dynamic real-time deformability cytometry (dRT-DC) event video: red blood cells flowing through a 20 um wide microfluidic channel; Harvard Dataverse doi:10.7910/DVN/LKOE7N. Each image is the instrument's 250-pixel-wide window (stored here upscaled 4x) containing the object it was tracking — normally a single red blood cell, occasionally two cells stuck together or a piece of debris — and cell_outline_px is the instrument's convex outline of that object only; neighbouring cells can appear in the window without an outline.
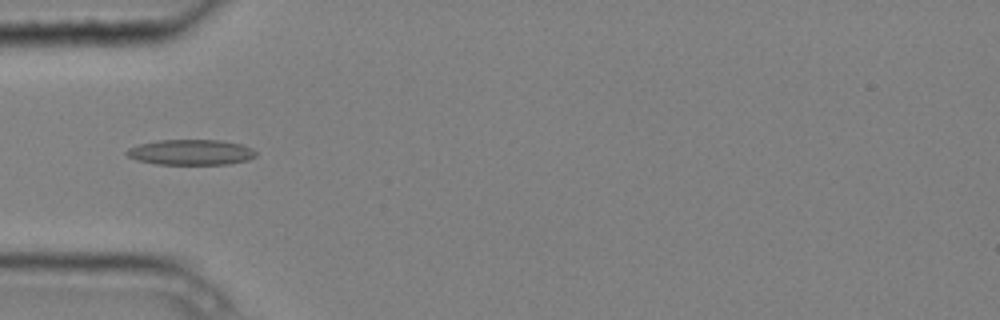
{"species": "common noctule bat (a hibernating species)", "species_latin": "Nyctalus noctula", "temperature_condition": "cold", "stored_images_in_passage": 5, "camera_frame_rate_fps": 3000, "um_per_image_px": 0.085, "animal": {"sex": "male", "body_mass_g": 20.4}, "frame": {"image": 1, "passage_image": 4, "time_ms": 1.0, "image_size_px": [1000, 320], "cell_outline_px": [[256, 156], [248, 160], [228, 164], [156, 164], [136, 160], [128, 156], [124, 152], [128, 148], [140, 144], [160, 140], [220, 140], [240, 144], [252, 148], [256, 152]], "centroid_in_image_um": [16.22, 12.94], "position_along_channel_um": 68.8, "area_um2": 19.13}}
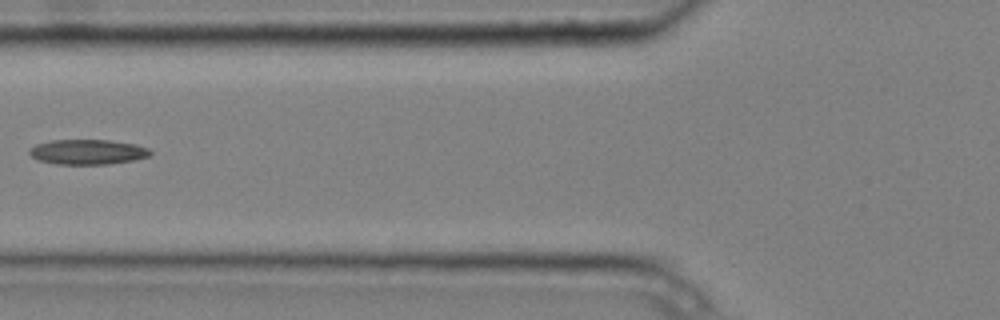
{"frame": {"image": 2, "passage_image": 5, "time_ms": 1.333, "image_size_px": [1000, 320], "cell_outline_px": [[152, 152], [148, 156], [132, 160], [108, 164], [56, 164], [36, 160], [28, 152], [28, 148], [36, 144], [52, 140], [108, 140], [136, 144], [148, 148]], "centroid_in_image_um": [7.4, 12.91], "position_along_channel_um": 118.4, "area_um2": 17.63}}